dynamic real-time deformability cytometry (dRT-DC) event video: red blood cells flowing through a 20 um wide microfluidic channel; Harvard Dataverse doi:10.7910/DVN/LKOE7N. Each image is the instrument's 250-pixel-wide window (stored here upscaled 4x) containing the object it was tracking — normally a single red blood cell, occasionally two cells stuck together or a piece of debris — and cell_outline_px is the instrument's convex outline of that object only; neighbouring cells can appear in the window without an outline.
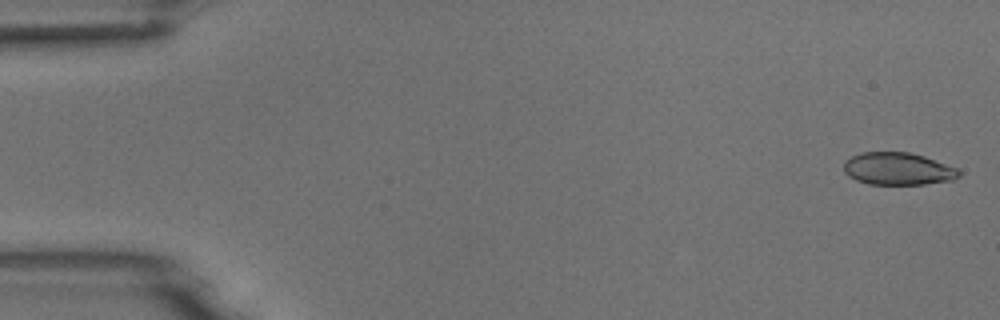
{"species": "common noctule bat (a hibernating species)", "species_latin": "Nyctalus noctula", "temperature_condition": "room temperature", "stored_images_in_passage": 5, "camera_frame_rate_fps": 3000, "um_per_image_px": 0.085, "animal": {"sex": "male", "body_mass_g": 18.8}, "frame": {"image": 1, "passage_image": 1, "time_ms": 0.0, "image_size_px": [1000, 320], "cell_outline_px": [[960, 176], [952, 180], [924, 184], [868, 184], [856, 180], [848, 176], [844, 172], [844, 160], [860, 152], [908, 152], [924, 156], [956, 168], [960, 172]], "centroid_in_image_um": [76.29, 14.35], "position_along_channel_um": 8.7, "area_um2": 21.73}}
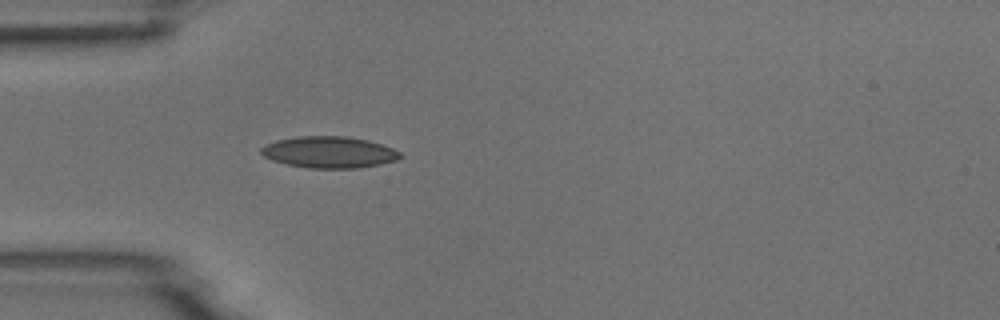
{"frame": {"image": 2, "passage_image": 5, "time_ms": 4.667, "image_size_px": [1000, 320], "cell_outline_px": [[400, 156], [396, 160], [356, 168], [308, 168], [288, 164], [272, 160], [264, 156], [260, 152], [260, 148], [264, 144], [276, 140], [300, 136], [344, 136], [368, 140], [392, 148], [400, 152]], "centroid_in_image_um": [27.91, 12.93], "position_along_channel_um": 57.1, "area_um2": 25.26}}